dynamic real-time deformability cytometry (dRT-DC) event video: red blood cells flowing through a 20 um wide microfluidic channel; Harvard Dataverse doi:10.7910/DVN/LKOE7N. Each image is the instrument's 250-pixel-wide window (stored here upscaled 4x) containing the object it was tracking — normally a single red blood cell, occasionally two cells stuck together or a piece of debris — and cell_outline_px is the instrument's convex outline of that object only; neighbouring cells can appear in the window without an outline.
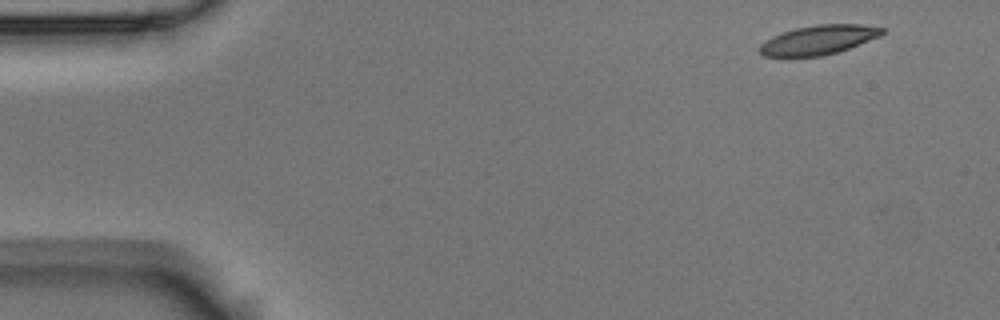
{"species": "Egyptian fruit bat (a non-hibernating species)", "species_latin": "Rousettus aegyptiacus", "temperature_condition": "room temperature", "stored_images_in_passage": 8, "camera_frame_rate_fps": 3000, "um_per_image_px": 0.085, "animal": {"sex": "male"}, "frame": {"image": 1, "passage_image": 1, "time_ms": 0.0, "image_size_px": [1000, 320], "cell_outline_px": [[884, 32], [880, 36], [840, 52], [820, 56], [764, 56], [760, 52], [760, 44], [772, 36], [796, 28], [816, 24], [860, 24], [884, 28]], "centroid_in_image_um": [69.61, 3.39], "position_along_channel_um": 15.4, "area_um2": 20.81}}
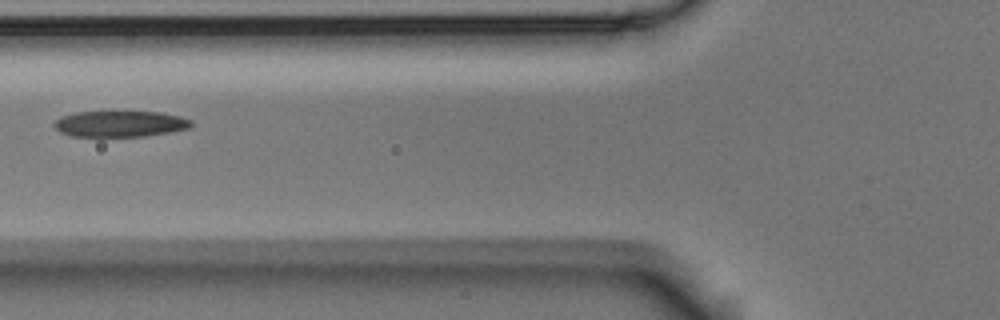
{"frame": {"image": 2, "passage_image": 5, "time_ms": 1.333, "image_size_px": [1000, 320], "cell_outline_px": [[192, 124], [188, 128], [168, 132], [144, 136], [72, 136], [60, 132], [52, 124], [60, 116], [76, 112], [160, 112], [180, 116], [192, 120]], "centroid_in_image_um": [10.18, 10.52], "position_along_channel_um": 115.6, "area_um2": 20.63}}
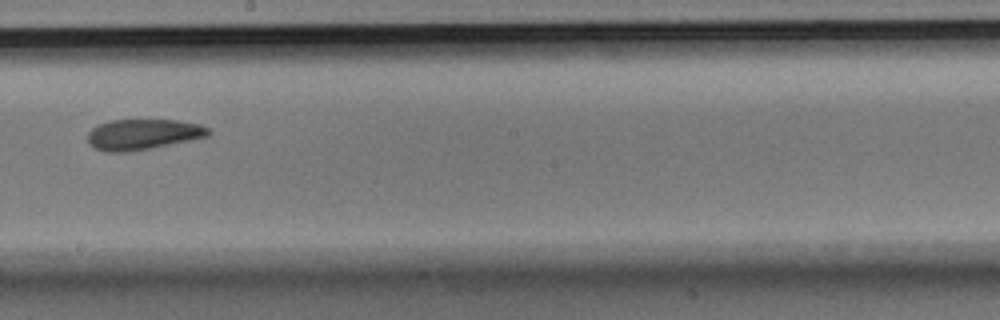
{"frame": {"image": 3, "passage_image": 8, "time_ms": 2.333, "image_size_px": [1000, 320], "cell_outline_px": [[212, 132], [208, 136], [152, 148], [128, 152], [104, 152], [92, 148], [88, 144], [88, 132], [92, 128], [100, 124], [112, 120], [176, 120], [200, 124], [208, 128]], "centroid_in_image_um": [12.12, 11.43], "position_along_channel_um": 236.1, "area_um2": 21.62}}